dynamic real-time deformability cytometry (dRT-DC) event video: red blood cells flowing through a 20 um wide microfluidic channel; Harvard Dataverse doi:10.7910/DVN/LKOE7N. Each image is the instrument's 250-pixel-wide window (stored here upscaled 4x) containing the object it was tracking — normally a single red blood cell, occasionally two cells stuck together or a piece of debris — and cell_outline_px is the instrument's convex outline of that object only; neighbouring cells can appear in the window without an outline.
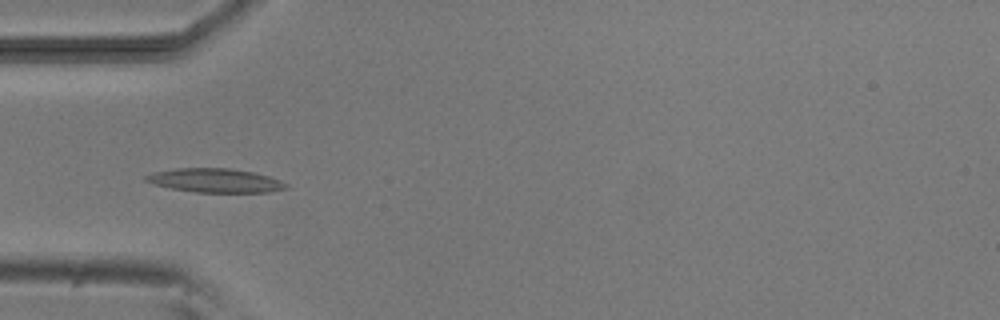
{"species": "common noctule bat (a hibernating species)", "species_latin": "Nyctalus noctula", "temperature_condition": "room temperature", "stored_images_in_passage": 5, "camera_frame_rate_fps": 3000, "um_per_image_px": 0.085, "animal": {"sex": "male", "body_mass_g": 20.5, "forearm_length_mm": 52.5}, "frame": {"image": 1, "passage_image": 4, "time_ms": 3.333, "image_size_px": [1000, 320], "cell_outline_px": [[292, 188], [268, 192], [196, 192], [172, 188], [156, 184], [144, 180], [144, 176], [152, 172], [176, 168], [228, 168], [252, 172], [268, 176], [280, 180], [288, 184]], "centroid_in_image_um": [18.33, 15.34], "position_along_channel_um": 66.7, "area_um2": 19.48}}
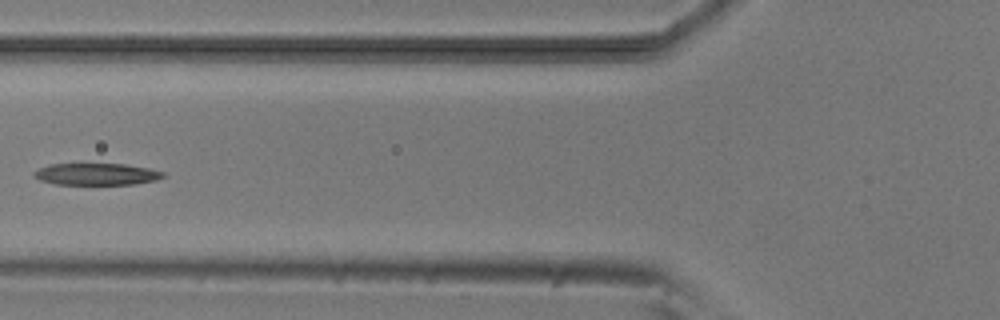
{"frame": {"image": 2, "passage_image": 5, "time_ms": 4.667, "image_size_px": [1000, 320], "cell_outline_px": [[164, 176], [156, 180], [136, 184], [56, 184], [40, 180], [32, 176], [40, 168], [48, 164], [124, 164], [148, 168], [164, 172]], "centroid_in_image_um": [8.21, 14.8], "position_along_channel_um": 117.6, "area_um2": 16.24}}